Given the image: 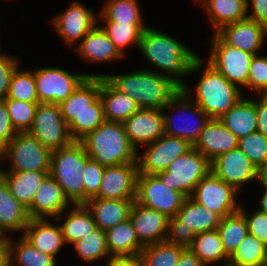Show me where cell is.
<instances>
[{
  "label": "cell",
  "instance_id": "cell-12",
  "mask_svg": "<svg viewBox=\"0 0 267 266\" xmlns=\"http://www.w3.org/2000/svg\"><path fill=\"white\" fill-rule=\"evenodd\" d=\"M238 191L220 180L212 171L195 187L191 198L198 204L218 213L222 218L240 210L235 195Z\"/></svg>",
  "mask_w": 267,
  "mask_h": 266
},
{
  "label": "cell",
  "instance_id": "cell-47",
  "mask_svg": "<svg viewBox=\"0 0 267 266\" xmlns=\"http://www.w3.org/2000/svg\"><path fill=\"white\" fill-rule=\"evenodd\" d=\"M105 167L89 158L83 169L84 204L98 194Z\"/></svg>",
  "mask_w": 267,
  "mask_h": 266
},
{
  "label": "cell",
  "instance_id": "cell-31",
  "mask_svg": "<svg viewBox=\"0 0 267 266\" xmlns=\"http://www.w3.org/2000/svg\"><path fill=\"white\" fill-rule=\"evenodd\" d=\"M181 225L190 227L195 234L212 231L218 228L222 217L198 204L191 197H186L177 215Z\"/></svg>",
  "mask_w": 267,
  "mask_h": 266
},
{
  "label": "cell",
  "instance_id": "cell-10",
  "mask_svg": "<svg viewBox=\"0 0 267 266\" xmlns=\"http://www.w3.org/2000/svg\"><path fill=\"white\" fill-rule=\"evenodd\" d=\"M39 103L61 104L86 77L95 74H72L61 68H39L33 72Z\"/></svg>",
  "mask_w": 267,
  "mask_h": 266
},
{
  "label": "cell",
  "instance_id": "cell-32",
  "mask_svg": "<svg viewBox=\"0 0 267 266\" xmlns=\"http://www.w3.org/2000/svg\"><path fill=\"white\" fill-rule=\"evenodd\" d=\"M110 256H130L144 248L138 241L130 218L105 231Z\"/></svg>",
  "mask_w": 267,
  "mask_h": 266
},
{
  "label": "cell",
  "instance_id": "cell-3",
  "mask_svg": "<svg viewBox=\"0 0 267 266\" xmlns=\"http://www.w3.org/2000/svg\"><path fill=\"white\" fill-rule=\"evenodd\" d=\"M80 142L89 158L101 166L137 163V151L129 143L123 123L105 121Z\"/></svg>",
  "mask_w": 267,
  "mask_h": 266
},
{
  "label": "cell",
  "instance_id": "cell-21",
  "mask_svg": "<svg viewBox=\"0 0 267 266\" xmlns=\"http://www.w3.org/2000/svg\"><path fill=\"white\" fill-rule=\"evenodd\" d=\"M216 34L228 45L257 55L267 34V28L248 18L222 27Z\"/></svg>",
  "mask_w": 267,
  "mask_h": 266
},
{
  "label": "cell",
  "instance_id": "cell-57",
  "mask_svg": "<svg viewBox=\"0 0 267 266\" xmlns=\"http://www.w3.org/2000/svg\"><path fill=\"white\" fill-rule=\"evenodd\" d=\"M0 266H10V239L0 235Z\"/></svg>",
  "mask_w": 267,
  "mask_h": 266
},
{
  "label": "cell",
  "instance_id": "cell-9",
  "mask_svg": "<svg viewBox=\"0 0 267 266\" xmlns=\"http://www.w3.org/2000/svg\"><path fill=\"white\" fill-rule=\"evenodd\" d=\"M28 133L51 151L69 146L74 141L70 136L68 124L62 117L60 106L53 103L38 104Z\"/></svg>",
  "mask_w": 267,
  "mask_h": 266
},
{
  "label": "cell",
  "instance_id": "cell-37",
  "mask_svg": "<svg viewBox=\"0 0 267 266\" xmlns=\"http://www.w3.org/2000/svg\"><path fill=\"white\" fill-rule=\"evenodd\" d=\"M105 121L103 103L100 96H98L89 105V108L81 112L71 121L68 125V130L74 141H80Z\"/></svg>",
  "mask_w": 267,
  "mask_h": 266
},
{
  "label": "cell",
  "instance_id": "cell-39",
  "mask_svg": "<svg viewBox=\"0 0 267 266\" xmlns=\"http://www.w3.org/2000/svg\"><path fill=\"white\" fill-rule=\"evenodd\" d=\"M100 13L104 22L143 24L137 0H109Z\"/></svg>",
  "mask_w": 267,
  "mask_h": 266
},
{
  "label": "cell",
  "instance_id": "cell-6",
  "mask_svg": "<svg viewBox=\"0 0 267 266\" xmlns=\"http://www.w3.org/2000/svg\"><path fill=\"white\" fill-rule=\"evenodd\" d=\"M211 171V162L192 148L171 162L168 168L158 173L160 179L170 188L191 197L199 181Z\"/></svg>",
  "mask_w": 267,
  "mask_h": 266
},
{
  "label": "cell",
  "instance_id": "cell-34",
  "mask_svg": "<svg viewBox=\"0 0 267 266\" xmlns=\"http://www.w3.org/2000/svg\"><path fill=\"white\" fill-rule=\"evenodd\" d=\"M188 249L206 266L222 259L225 260L224 264L229 263L230 257L224 250L217 229L196 234L192 245Z\"/></svg>",
  "mask_w": 267,
  "mask_h": 266
},
{
  "label": "cell",
  "instance_id": "cell-58",
  "mask_svg": "<svg viewBox=\"0 0 267 266\" xmlns=\"http://www.w3.org/2000/svg\"><path fill=\"white\" fill-rule=\"evenodd\" d=\"M257 181L267 188V161L257 167Z\"/></svg>",
  "mask_w": 267,
  "mask_h": 266
},
{
  "label": "cell",
  "instance_id": "cell-33",
  "mask_svg": "<svg viewBox=\"0 0 267 266\" xmlns=\"http://www.w3.org/2000/svg\"><path fill=\"white\" fill-rule=\"evenodd\" d=\"M215 33L225 25L247 18V0H203Z\"/></svg>",
  "mask_w": 267,
  "mask_h": 266
},
{
  "label": "cell",
  "instance_id": "cell-45",
  "mask_svg": "<svg viewBox=\"0 0 267 266\" xmlns=\"http://www.w3.org/2000/svg\"><path fill=\"white\" fill-rule=\"evenodd\" d=\"M3 100L5 101L11 124L16 132H28L32 127L36 109L39 103H30L8 98Z\"/></svg>",
  "mask_w": 267,
  "mask_h": 266
},
{
  "label": "cell",
  "instance_id": "cell-48",
  "mask_svg": "<svg viewBox=\"0 0 267 266\" xmlns=\"http://www.w3.org/2000/svg\"><path fill=\"white\" fill-rule=\"evenodd\" d=\"M247 87L261 95L267 94V57H258V55L252 57Z\"/></svg>",
  "mask_w": 267,
  "mask_h": 266
},
{
  "label": "cell",
  "instance_id": "cell-49",
  "mask_svg": "<svg viewBox=\"0 0 267 266\" xmlns=\"http://www.w3.org/2000/svg\"><path fill=\"white\" fill-rule=\"evenodd\" d=\"M168 231L166 236V242L175 244L177 246H182L185 249L189 248L196 234L190 227L181 225V220L175 215L174 217L169 218L168 222Z\"/></svg>",
  "mask_w": 267,
  "mask_h": 266
},
{
  "label": "cell",
  "instance_id": "cell-44",
  "mask_svg": "<svg viewBox=\"0 0 267 266\" xmlns=\"http://www.w3.org/2000/svg\"><path fill=\"white\" fill-rule=\"evenodd\" d=\"M6 98L30 103H39L35 78L32 71L13 72Z\"/></svg>",
  "mask_w": 267,
  "mask_h": 266
},
{
  "label": "cell",
  "instance_id": "cell-20",
  "mask_svg": "<svg viewBox=\"0 0 267 266\" xmlns=\"http://www.w3.org/2000/svg\"><path fill=\"white\" fill-rule=\"evenodd\" d=\"M96 23L97 19L91 10L78 2L71 4L64 13L52 20L53 27L67 46L74 44L76 40L80 42Z\"/></svg>",
  "mask_w": 267,
  "mask_h": 266
},
{
  "label": "cell",
  "instance_id": "cell-36",
  "mask_svg": "<svg viewBox=\"0 0 267 266\" xmlns=\"http://www.w3.org/2000/svg\"><path fill=\"white\" fill-rule=\"evenodd\" d=\"M217 230L226 254L231 257L248 234V225L244 214L238 210L223 217Z\"/></svg>",
  "mask_w": 267,
  "mask_h": 266
},
{
  "label": "cell",
  "instance_id": "cell-43",
  "mask_svg": "<svg viewBox=\"0 0 267 266\" xmlns=\"http://www.w3.org/2000/svg\"><path fill=\"white\" fill-rule=\"evenodd\" d=\"M77 254L83 261L93 262L102 257H110L107 248L105 231L96 228L86 237L74 242Z\"/></svg>",
  "mask_w": 267,
  "mask_h": 266
},
{
  "label": "cell",
  "instance_id": "cell-19",
  "mask_svg": "<svg viewBox=\"0 0 267 266\" xmlns=\"http://www.w3.org/2000/svg\"><path fill=\"white\" fill-rule=\"evenodd\" d=\"M71 203L65 196L63 189L57 181L48 174L42 181L31 205L27 208L30 219H45L55 217L60 219V215Z\"/></svg>",
  "mask_w": 267,
  "mask_h": 266
},
{
  "label": "cell",
  "instance_id": "cell-35",
  "mask_svg": "<svg viewBox=\"0 0 267 266\" xmlns=\"http://www.w3.org/2000/svg\"><path fill=\"white\" fill-rule=\"evenodd\" d=\"M74 207L75 209L67 215L64 224H60L65 243L73 244L97 228L93 216L85 204H74Z\"/></svg>",
  "mask_w": 267,
  "mask_h": 266
},
{
  "label": "cell",
  "instance_id": "cell-24",
  "mask_svg": "<svg viewBox=\"0 0 267 266\" xmlns=\"http://www.w3.org/2000/svg\"><path fill=\"white\" fill-rule=\"evenodd\" d=\"M22 235L41 253L55 255L65 243L60 225L52 226L47 219H30Z\"/></svg>",
  "mask_w": 267,
  "mask_h": 266
},
{
  "label": "cell",
  "instance_id": "cell-16",
  "mask_svg": "<svg viewBox=\"0 0 267 266\" xmlns=\"http://www.w3.org/2000/svg\"><path fill=\"white\" fill-rule=\"evenodd\" d=\"M163 109L140 108L123 122L129 143L138 153V145H148L162 137L164 131Z\"/></svg>",
  "mask_w": 267,
  "mask_h": 266
},
{
  "label": "cell",
  "instance_id": "cell-22",
  "mask_svg": "<svg viewBox=\"0 0 267 266\" xmlns=\"http://www.w3.org/2000/svg\"><path fill=\"white\" fill-rule=\"evenodd\" d=\"M239 139L219 120L210 119L193 148L210 162L222 153L238 147Z\"/></svg>",
  "mask_w": 267,
  "mask_h": 266
},
{
  "label": "cell",
  "instance_id": "cell-28",
  "mask_svg": "<svg viewBox=\"0 0 267 266\" xmlns=\"http://www.w3.org/2000/svg\"><path fill=\"white\" fill-rule=\"evenodd\" d=\"M50 171H0V176L7 183L11 194L28 208L44 178Z\"/></svg>",
  "mask_w": 267,
  "mask_h": 266
},
{
  "label": "cell",
  "instance_id": "cell-23",
  "mask_svg": "<svg viewBox=\"0 0 267 266\" xmlns=\"http://www.w3.org/2000/svg\"><path fill=\"white\" fill-rule=\"evenodd\" d=\"M135 199L110 200L93 197L85 205L90 210L96 227L106 231L130 217Z\"/></svg>",
  "mask_w": 267,
  "mask_h": 266
},
{
  "label": "cell",
  "instance_id": "cell-17",
  "mask_svg": "<svg viewBox=\"0 0 267 266\" xmlns=\"http://www.w3.org/2000/svg\"><path fill=\"white\" fill-rule=\"evenodd\" d=\"M188 90L187 87L184 85L181 89V91L170 101L167 103L165 107L162 109H167V108H179L177 112L185 113L190 112V110L194 111V115L196 116L195 118H199L198 122L196 125L193 126V124H182L180 126L177 125L175 127V123H173V118L168 116V115H163L164 116V131L165 135L171 136V137H178L182 138L184 140L189 141L192 145L195 144V142L198 140L200 133L204 129L206 123L210 120V117L195 103L193 102V106L189 103L188 101ZM189 103V104H188ZM180 105V107H179ZM176 106V107H175ZM192 108V109H191ZM186 122H188L187 118L184 119ZM183 120V121H184ZM174 125V126H173ZM190 125V126H189Z\"/></svg>",
  "mask_w": 267,
  "mask_h": 266
},
{
  "label": "cell",
  "instance_id": "cell-15",
  "mask_svg": "<svg viewBox=\"0 0 267 266\" xmlns=\"http://www.w3.org/2000/svg\"><path fill=\"white\" fill-rule=\"evenodd\" d=\"M137 163L105 167L98 194L102 199H135L137 187Z\"/></svg>",
  "mask_w": 267,
  "mask_h": 266
},
{
  "label": "cell",
  "instance_id": "cell-42",
  "mask_svg": "<svg viewBox=\"0 0 267 266\" xmlns=\"http://www.w3.org/2000/svg\"><path fill=\"white\" fill-rule=\"evenodd\" d=\"M103 30L107 33L110 40L115 44L119 52L125 56L124 47L136 44L139 46L143 31L147 28L144 24H124L119 22H105Z\"/></svg>",
  "mask_w": 267,
  "mask_h": 266
},
{
  "label": "cell",
  "instance_id": "cell-56",
  "mask_svg": "<svg viewBox=\"0 0 267 266\" xmlns=\"http://www.w3.org/2000/svg\"><path fill=\"white\" fill-rule=\"evenodd\" d=\"M177 266H206L188 248L184 249L180 255Z\"/></svg>",
  "mask_w": 267,
  "mask_h": 266
},
{
  "label": "cell",
  "instance_id": "cell-55",
  "mask_svg": "<svg viewBox=\"0 0 267 266\" xmlns=\"http://www.w3.org/2000/svg\"><path fill=\"white\" fill-rule=\"evenodd\" d=\"M106 266H143L140 254L130 256H111Z\"/></svg>",
  "mask_w": 267,
  "mask_h": 266
},
{
  "label": "cell",
  "instance_id": "cell-52",
  "mask_svg": "<svg viewBox=\"0 0 267 266\" xmlns=\"http://www.w3.org/2000/svg\"><path fill=\"white\" fill-rule=\"evenodd\" d=\"M17 134L13 128L4 100H0V152Z\"/></svg>",
  "mask_w": 267,
  "mask_h": 266
},
{
  "label": "cell",
  "instance_id": "cell-50",
  "mask_svg": "<svg viewBox=\"0 0 267 266\" xmlns=\"http://www.w3.org/2000/svg\"><path fill=\"white\" fill-rule=\"evenodd\" d=\"M240 211L246 218L248 233L254 235L267 246V214L260 212L258 209V211L252 213L251 217H248L243 207H240Z\"/></svg>",
  "mask_w": 267,
  "mask_h": 266
},
{
  "label": "cell",
  "instance_id": "cell-11",
  "mask_svg": "<svg viewBox=\"0 0 267 266\" xmlns=\"http://www.w3.org/2000/svg\"><path fill=\"white\" fill-rule=\"evenodd\" d=\"M211 45V54L207 61L232 84L247 87L251 53L226 44L216 33Z\"/></svg>",
  "mask_w": 267,
  "mask_h": 266
},
{
  "label": "cell",
  "instance_id": "cell-60",
  "mask_svg": "<svg viewBox=\"0 0 267 266\" xmlns=\"http://www.w3.org/2000/svg\"><path fill=\"white\" fill-rule=\"evenodd\" d=\"M223 266H234V265H232V264H230V263H226V264H224Z\"/></svg>",
  "mask_w": 267,
  "mask_h": 266
},
{
  "label": "cell",
  "instance_id": "cell-18",
  "mask_svg": "<svg viewBox=\"0 0 267 266\" xmlns=\"http://www.w3.org/2000/svg\"><path fill=\"white\" fill-rule=\"evenodd\" d=\"M129 218L143 247L166 240L169 222L166 215L134 201Z\"/></svg>",
  "mask_w": 267,
  "mask_h": 266
},
{
  "label": "cell",
  "instance_id": "cell-51",
  "mask_svg": "<svg viewBox=\"0 0 267 266\" xmlns=\"http://www.w3.org/2000/svg\"><path fill=\"white\" fill-rule=\"evenodd\" d=\"M19 61L14 57L0 54V100L6 98L10 81Z\"/></svg>",
  "mask_w": 267,
  "mask_h": 266
},
{
  "label": "cell",
  "instance_id": "cell-14",
  "mask_svg": "<svg viewBox=\"0 0 267 266\" xmlns=\"http://www.w3.org/2000/svg\"><path fill=\"white\" fill-rule=\"evenodd\" d=\"M211 171L237 191L243 184L257 179V166L238 147L213 160Z\"/></svg>",
  "mask_w": 267,
  "mask_h": 266
},
{
  "label": "cell",
  "instance_id": "cell-54",
  "mask_svg": "<svg viewBox=\"0 0 267 266\" xmlns=\"http://www.w3.org/2000/svg\"><path fill=\"white\" fill-rule=\"evenodd\" d=\"M257 131L267 137V94L261 95L258 102L256 100Z\"/></svg>",
  "mask_w": 267,
  "mask_h": 266
},
{
  "label": "cell",
  "instance_id": "cell-5",
  "mask_svg": "<svg viewBox=\"0 0 267 266\" xmlns=\"http://www.w3.org/2000/svg\"><path fill=\"white\" fill-rule=\"evenodd\" d=\"M195 88L194 102L210 119L221 118L242 98L237 85L229 82L208 63Z\"/></svg>",
  "mask_w": 267,
  "mask_h": 266
},
{
  "label": "cell",
  "instance_id": "cell-2",
  "mask_svg": "<svg viewBox=\"0 0 267 266\" xmlns=\"http://www.w3.org/2000/svg\"><path fill=\"white\" fill-rule=\"evenodd\" d=\"M105 77L118 91L135 99L140 108L162 109L182 89L168 74L150 70L122 75H97Z\"/></svg>",
  "mask_w": 267,
  "mask_h": 266
},
{
  "label": "cell",
  "instance_id": "cell-59",
  "mask_svg": "<svg viewBox=\"0 0 267 266\" xmlns=\"http://www.w3.org/2000/svg\"><path fill=\"white\" fill-rule=\"evenodd\" d=\"M260 203H261V208L259 211L264 214H267V188H265L264 190Z\"/></svg>",
  "mask_w": 267,
  "mask_h": 266
},
{
  "label": "cell",
  "instance_id": "cell-53",
  "mask_svg": "<svg viewBox=\"0 0 267 266\" xmlns=\"http://www.w3.org/2000/svg\"><path fill=\"white\" fill-rule=\"evenodd\" d=\"M252 5L253 12L247 15V18L261 24L267 28V0H249ZM247 0V12L249 7Z\"/></svg>",
  "mask_w": 267,
  "mask_h": 266
},
{
  "label": "cell",
  "instance_id": "cell-40",
  "mask_svg": "<svg viewBox=\"0 0 267 266\" xmlns=\"http://www.w3.org/2000/svg\"><path fill=\"white\" fill-rule=\"evenodd\" d=\"M185 248L169 242H159L145 246L141 250L143 266H177Z\"/></svg>",
  "mask_w": 267,
  "mask_h": 266
},
{
  "label": "cell",
  "instance_id": "cell-30",
  "mask_svg": "<svg viewBox=\"0 0 267 266\" xmlns=\"http://www.w3.org/2000/svg\"><path fill=\"white\" fill-rule=\"evenodd\" d=\"M256 100L240 99L219 120L238 138L257 131Z\"/></svg>",
  "mask_w": 267,
  "mask_h": 266
},
{
  "label": "cell",
  "instance_id": "cell-46",
  "mask_svg": "<svg viewBox=\"0 0 267 266\" xmlns=\"http://www.w3.org/2000/svg\"><path fill=\"white\" fill-rule=\"evenodd\" d=\"M238 148L258 167L267 161V137L255 131L239 139Z\"/></svg>",
  "mask_w": 267,
  "mask_h": 266
},
{
  "label": "cell",
  "instance_id": "cell-25",
  "mask_svg": "<svg viewBox=\"0 0 267 266\" xmlns=\"http://www.w3.org/2000/svg\"><path fill=\"white\" fill-rule=\"evenodd\" d=\"M99 96L106 121L123 123L140 109L135 99L118 91L105 77H100Z\"/></svg>",
  "mask_w": 267,
  "mask_h": 266
},
{
  "label": "cell",
  "instance_id": "cell-26",
  "mask_svg": "<svg viewBox=\"0 0 267 266\" xmlns=\"http://www.w3.org/2000/svg\"><path fill=\"white\" fill-rule=\"evenodd\" d=\"M78 45V53L85 60L91 62H110L124 56L119 52L103 28L97 25L84 36Z\"/></svg>",
  "mask_w": 267,
  "mask_h": 266
},
{
  "label": "cell",
  "instance_id": "cell-27",
  "mask_svg": "<svg viewBox=\"0 0 267 266\" xmlns=\"http://www.w3.org/2000/svg\"><path fill=\"white\" fill-rule=\"evenodd\" d=\"M30 218L27 208L10 192L5 180L0 176V235L7 230L24 233Z\"/></svg>",
  "mask_w": 267,
  "mask_h": 266
},
{
  "label": "cell",
  "instance_id": "cell-4",
  "mask_svg": "<svg viewBox=\"0 0 267 266\" xmlns=\"http://www.w3.org/2000/svg\"><path fill=\"white\" fill-rule=\"evenodd\" d=\"M89 156L80 141L52 151L49 174L74 204H84L83 169Z\"/></svg>",
  "mask_w": 267,
  "mask_h": 266
},
{
  "label": "cell",
  "instance_id": "cell-8",
  "mask_svg": "<svg viewBox=\"0 0 267 266\" xmlns=\"http://www.w3.org/2000/svg\"><path fill=\"white\" fill-rule=\"evenodd\" d=\"M185 199L182 193L164 184L157 174L138 173L135 201L143 206L171 218L177 215Z\"/></svg>",
  "mask_w": 267,
  "mask_h": 266
},
{
  "label": "cell",
  "instance_id": "cell-1",
  "mask_svg": "<svg viewBox=\"0 0 267 266\" xmlns=\"http://www.w3.org/2000/svg\"><path fill=\"white\" fill-rule=\"evenodd\" d=\"M138 48L154 66L168 73L176 83L183 87L178 76H187L201 70L202 60L184 44L157 30L146 28ZM176 76V77H175Z\"/></svg>",
  "mask_w": 267,
  "mask_h": 266
},
{
  "label": "cell",
  "instance_id": "cell-41",
  "mask_svg": "<svg viewBox=\"0 0 267 266\" xmlns=\"http://www.w3.org/2000/svg\"><path fill=\"white\" fill-rule=\"evenodd\" d=\"M11 241L10 239V266L14 265V260L20 266H56L53 256L41 253L23 236L16 245Z\"/></svg>",
  "mask_w": 267,
  "mask_h": 266
},
{
  "label": "cell",
  "instance_id": "cell-7",
  "mask_svg": "<svg viewBox=\"0 0 267 266\" xmlns=\"http://www.w3.org/2000/svg\"><path fill=\"white\" fill-rule=\"evenodd\" d=\"M52 151L28 132L17 133L0 152V157L11 159L12 167L6 172L50 171Z\"/></svg>",
  "mask_w": 267,
  "mask_h": 266
},
{
  "label": "cell",
  "instance_id": "cell-29",
  "mask_svg": "<svg viewBox=\"0 0 267 266\" xmlns=\"http://www.w3.org/2000/svg\"><path fill=\"white\" fill-rule=\"evenodd\" d=\"M100 77H86L60 106L64 121L69 125L99 96Z\"/></svg>",
  "mask_w": 267,
  "mask_h": 266
},
{
  "label": "cell",
  "instance_id": "cell-38",
  "mask_svg": "<svg viewBox=\"0 0 267 266\" xmlns=\"http://www.w3.org/2000/svg\"><path fill=\"white\" fill-rule=\"evenodd\" d=\"M234 266H267V246L248 233L229 259Z\"/></svg>",
  "mask_w": 267,
  "mask_h": 266
},
{
  "label": "cell",
  "instance_id": "cell-13",
  "mask_svg": "<svg viewBox=\"0 0 267 266\" xmlns=\"http://www.w3.org/2000/svg\"><path fill=\"white\" fill-rule=\"evenodd\" d=\"M144 155L138 156L136 161L138 173L158 174L165 171L176 158L189 152L193 145L182 138L163 135L156 141L149 143Z\"/></svg>",
  "mask_w": 267,
  "mask_h": 266
}]
</instances>
